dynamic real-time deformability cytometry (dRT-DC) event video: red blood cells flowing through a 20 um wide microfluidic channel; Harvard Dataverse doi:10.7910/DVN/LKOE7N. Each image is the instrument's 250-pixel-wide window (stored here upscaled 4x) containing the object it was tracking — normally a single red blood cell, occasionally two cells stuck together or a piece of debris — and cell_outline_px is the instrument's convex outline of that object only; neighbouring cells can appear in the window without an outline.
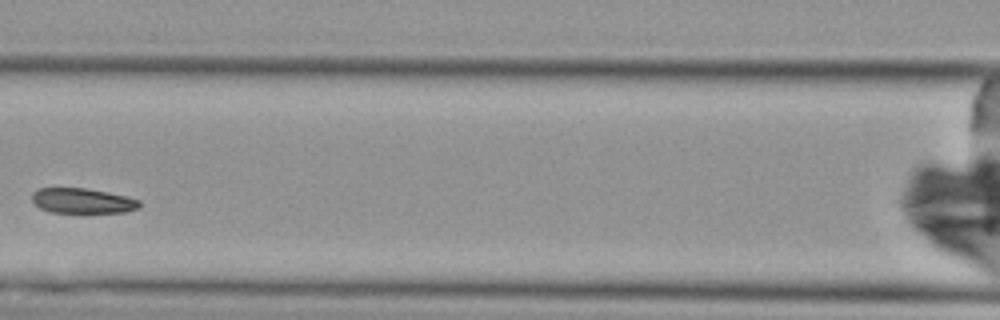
{"species": "Egyptian fruit bat (a non-hibernating species)", "species_latin": "Rousettus aegyptiacus", "temperature_condition": "cold", "stored_images_in_passage": 4, "camera_frame_rate_fps": 3000, "um_per_image_px": 0.085, "animal": {"sex": "female"}, "frame": {"image": 1, "passage_image": 3, "time_ms": 3.333, "image_size_px": [1000, 320], "cell_outline_px": [[140, 208], [124, 212], [52, 212], [40, 208], [32, 200], [32, 192], [40, 188], [88, 188], [128, 196], [140, 200]], "centroid_in_image_um": [7.04, 17.06], "position_along_channel_um": 159.6, "area_um2": 15.72}}